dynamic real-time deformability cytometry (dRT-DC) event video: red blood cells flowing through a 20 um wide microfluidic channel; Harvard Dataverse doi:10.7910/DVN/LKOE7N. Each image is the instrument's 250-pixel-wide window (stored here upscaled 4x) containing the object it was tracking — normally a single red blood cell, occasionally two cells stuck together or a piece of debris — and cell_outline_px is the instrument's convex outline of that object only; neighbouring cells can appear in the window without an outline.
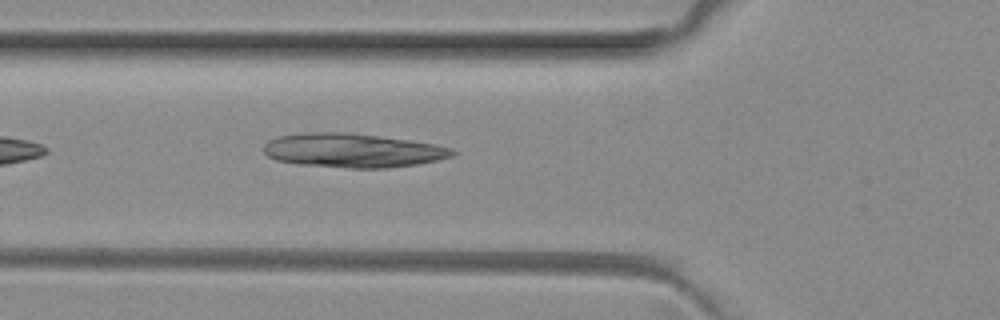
{"species": "common noctule bat (a hibernating species)", "species_latin": "Nyctalus noctula", "temperature_condition": "room temperature", "stored_images_in_passage": 5, "camera_frame_rate_fps": 3000, "um_per_image_px": 0.085, "animal": {"sex": "female", "body_mass_g": 29.2, "forearm_length_mm": 56.3}, "frame": {"image": 1, "passage_image": 5, "time_ms": 1.333, "image_size_px": [1000, 320], "cell_outline_px": [[456, 152], [452, 156], [436, 160], [416, 164], [388, 168], [348, 168], [300, 164], [276, 160], [268, 156], [264, 152], [264, 144], [268, 140], [276, 136], [304, 132], [348, 132], [408, 140], [436, 144], [452, 148]], "centroid_in_image_um": [29.94, 12.78], "position_along_channel_um": 95.9, "area_um2": 37.45}}